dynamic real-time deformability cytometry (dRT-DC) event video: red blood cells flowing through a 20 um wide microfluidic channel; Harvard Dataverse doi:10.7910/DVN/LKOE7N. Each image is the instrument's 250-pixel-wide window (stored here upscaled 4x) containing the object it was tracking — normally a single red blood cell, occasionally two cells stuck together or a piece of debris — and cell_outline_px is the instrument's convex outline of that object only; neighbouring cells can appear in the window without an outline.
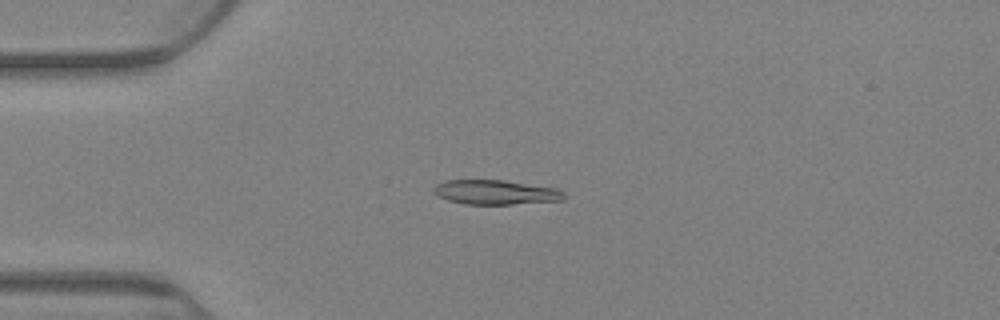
{"species": "Egyptian fruit bat (a non-hibernating species)", "species_latin": "Rousettus aegyptiacus", "temperature_condition": "warm", "stored_images_in_passage": 79, "camera_frame_rate_fps": 3000, "um_per_image_px": 0.085, "animal": {"sex": "female"}, "frame": {"image": 1, "passage_image": 21, "time_ms": 6.667, "image_size_px": [1000, 320], "cell_outline_px": [[564, 200], [512, 204], [464, 204], [448, 200], [432, 192], [432, 188], [436, 184], [444, 180], [504, 180], [556, 188], [564, 192]], "centroid_in_image_um": [42.1, 16.33], "position_along_channel_um": 42.9, "area_um2": 18.61}}
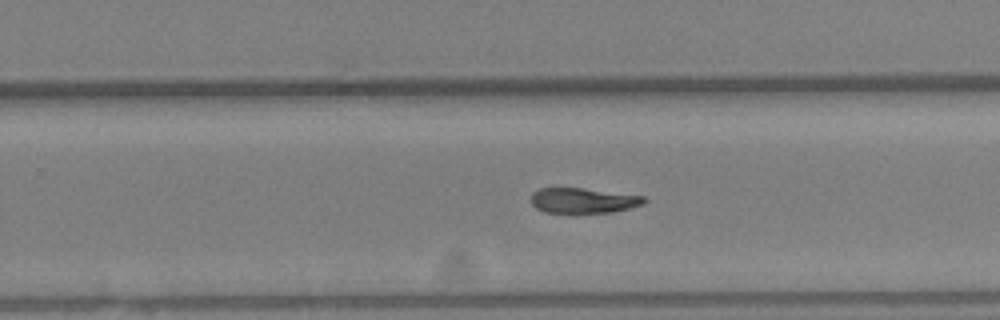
{"frame": {"image": 2, "passage_image": 51, "time_ms": 16.667, "image_size_px": [1000, 320], "cell_outline_px": [[648, 200], [644, 204], [612, 212], [544, 212], [536, 208], [528, 200], [532, 192], [536, 188], [556, 184], [644, 196]], "centroid_in_image_um": [49.45, 16.98], "position_along_channel_um": 280.4, "area_um2": 17.46}}
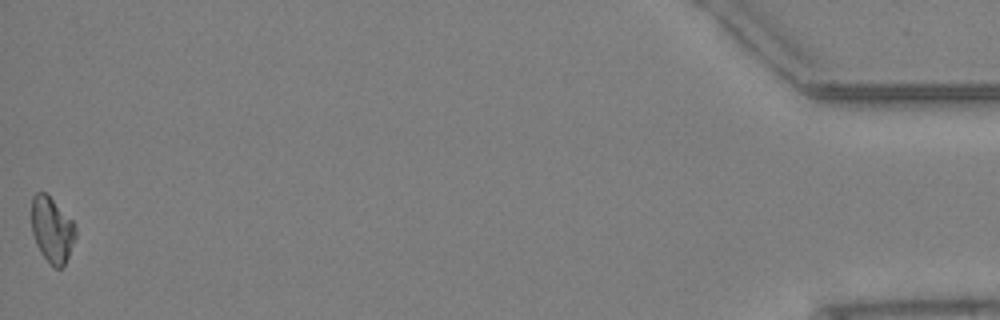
{"frame": {"image": 3, "passage_image": 79, "time_ms": 26.0, "image_size_px": [1000, 320], "cell_outline_px": [[76, 236], [68, 256], [64, 264], [60, 268], [56, 268], [40, 252], [36, 244], [32, 232], [32, 196], [36, 192], [44, 192], [72, 220], [76, 228]], "centroid_in_image_um": [4.41, 19.52], "position_along_channel_um": 430.8, "area_um2": 16.42}, "authors_computed_cell_mechanics": {"area_um2": 18.0914, "velocity_mm_per_s": 2.6311, "shape_relaxation_time_tau1_ms": 9.5437, "shape_relaxation_time_tau2_ms": 10.755, "deformation_change_tau1": 0.2012, "deformation_change_tau2": 0.1335}}